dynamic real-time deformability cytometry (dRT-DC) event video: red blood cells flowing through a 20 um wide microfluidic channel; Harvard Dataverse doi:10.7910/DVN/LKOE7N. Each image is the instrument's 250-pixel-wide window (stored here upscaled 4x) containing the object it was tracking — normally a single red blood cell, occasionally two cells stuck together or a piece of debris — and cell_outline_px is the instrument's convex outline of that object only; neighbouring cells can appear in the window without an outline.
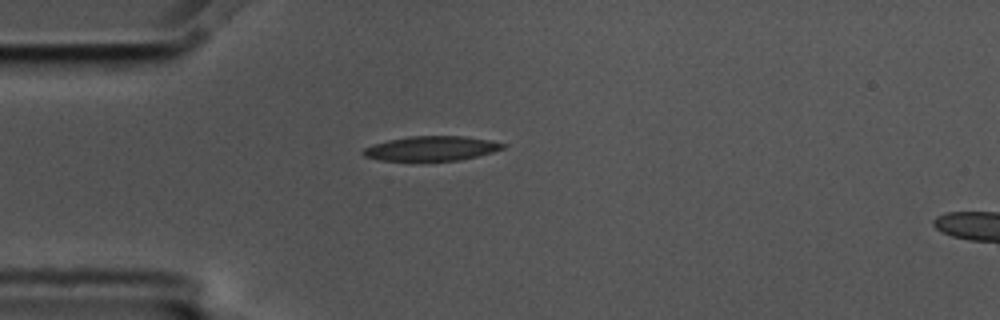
{"species": "common noctule bat (a hibernating species)", "species_latin": "Nyctalus noctula", "temperature_condition": "cold", "stored_images_in_passage": 2, "segment_of_instrument_passage": [1, 2], "camera_frame_rate_fps": 3000, "um_per_image_px": 0.085, "animal": {"sex": "male", "body_mass_g": 17.5, "forearm_length_mm": 52.3}, "frame": {"image": 1, "passage_image": 1, "time_ms": 0.0, "image_size_px": [1000, 320], "cell_outline_px": [[508, 144], [504, 148], [492, 152], [460, 160], [380, 160], [364, 156], [360, 152], [364, 148], [372, 144], [388, 140], [412, 136], [464, 136], [488, 140]], "centroid_in_image_um": [36.65, 12.61], "position_along_channel_um": 48.3, "area_um2": 19.83}}